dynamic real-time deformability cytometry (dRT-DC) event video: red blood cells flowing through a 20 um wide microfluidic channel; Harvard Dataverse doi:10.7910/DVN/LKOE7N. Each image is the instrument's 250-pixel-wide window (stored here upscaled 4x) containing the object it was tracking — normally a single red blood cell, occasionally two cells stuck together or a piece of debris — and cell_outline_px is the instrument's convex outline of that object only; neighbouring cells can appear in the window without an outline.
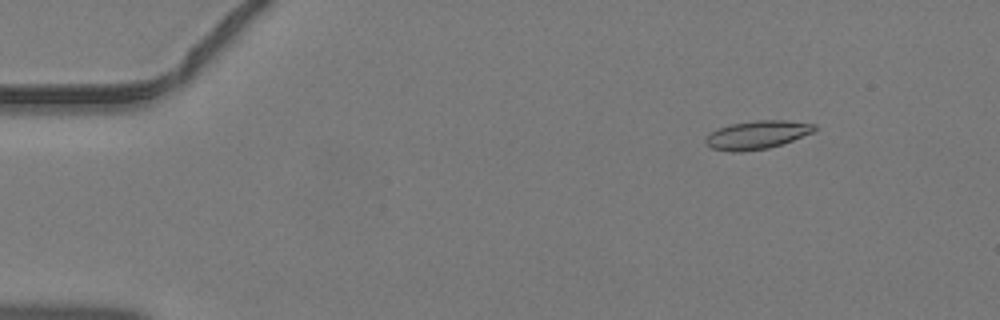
{"species": "common noctule bat (a hibernating species)", "species_latin": "Nyctalus noctula", "temperature_condition": "warm", "stored_images_in_passage": 42, "camera_frame_rate_fps": 3000, "um_per_image_px": 0.085, "animal": {"sex": "male", "body_mass_g": 19.2, "forearm_length_mm": 51.8}, "frame": {"image": 1, "passage_image": 2, "time_ms": 0.333, "image_size_px": [1000, 320], "cell_outline_px": [[820, 128], [812, 132], [792, 140], [768, 148], [740, 152], [732, 152], [712, 148], [704, 140], [716, 128], [732, 124], [756, 120], [784, 120], [816, 124]], "centroid_in_image_um": [64.37, 11.45], "position_along_channel_um": 20.6, "area_um2": 17.8}}
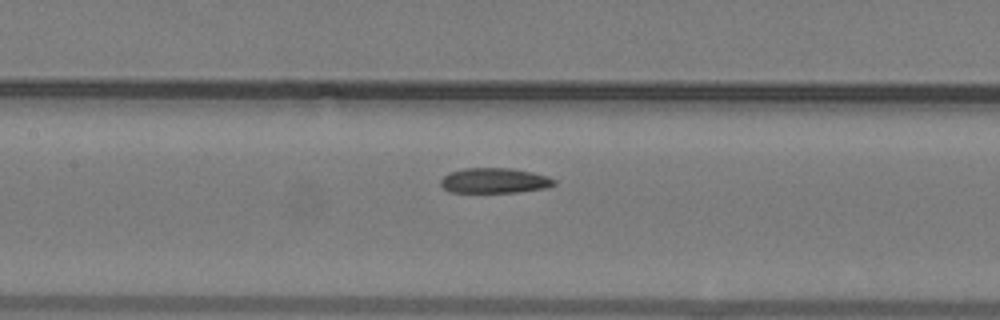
{"frame": {"image": 2, "passage_image": 18, "time_ms": 5.667, "image_size_px": [1000, 320], "cell_outline_px": [[556, 184], [548, 188], [516, 192], [448, 192], [440, 184], [440, 180], [448, 172], [464, 168], [512, 168], [532, 172], [548, 176], [556, 180]], "centroid_in_image_um": [42.04, 15.35], "position_along_channel_um": 165.4, "area_um2": 16.82}}
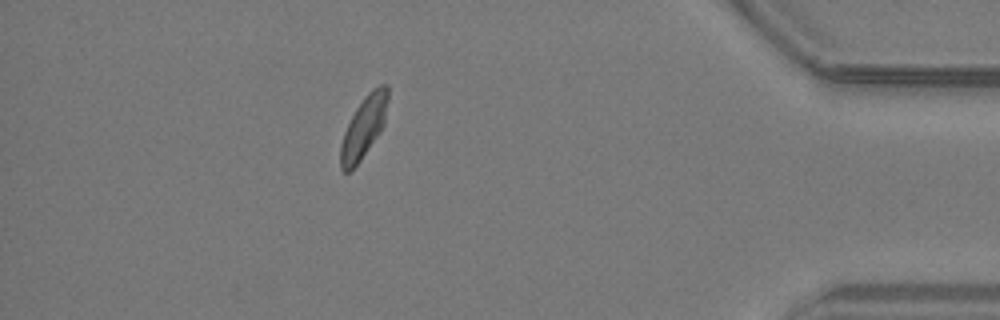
{"frame": {"image": 3, "passage_image": 37, "time_ms": 12.0, "image_size_px": [1000, 320], "cell_outline_px": [[388, 100], [384, 124], [380, 132], [352, 172], [344, 172], [340, 168], [340, 144], [344, 132], [356, 108], [364, 96], [372, 88], [380, 84], [388, 84]], "centroid_in_image_um": [30.92, 10.81], "position_along_channel_um": 404.3, "area_um2": 17.11}}